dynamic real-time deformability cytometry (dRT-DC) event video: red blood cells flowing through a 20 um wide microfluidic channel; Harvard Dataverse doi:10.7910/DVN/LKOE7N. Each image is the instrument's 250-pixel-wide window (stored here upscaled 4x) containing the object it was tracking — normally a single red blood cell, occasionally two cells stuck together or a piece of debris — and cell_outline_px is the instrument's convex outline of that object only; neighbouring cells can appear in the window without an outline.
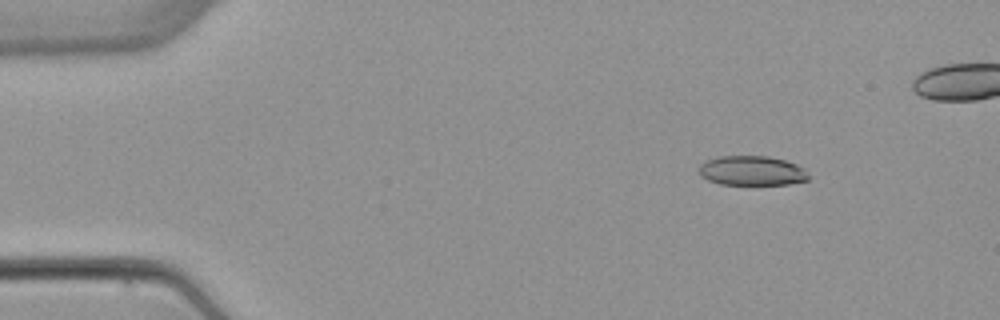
{"species": "common noctule bat (a hibernating species)", "species_latin": "Nyctalus noctula", "temperature_condition": "warm", "stored_images_in_passage": 5, "camera_frame_rate_fps": 3000, "um_per_image_px": 0.085, "animal": {"sex": "female", "body_mass_g": 22.7, "forearm_length_mm": 54.2}, "frame": {"image": 1, "passage_image": 2, "time_ms": 1.0, "image_size_px": [1000, 320], "cell_outline_px": [[808, 180], [788, 184], [720, 184], [708, 180], [700, 176], [700, 164], [708, 160], [720, 156], [768, 156], [784, 160], [796, 164], [804, 168], [808, 176]], "centroid_in_image_um": [63.91, 14.51], "position_along_channel_um": 21.1, "area_um2": 18.73}}